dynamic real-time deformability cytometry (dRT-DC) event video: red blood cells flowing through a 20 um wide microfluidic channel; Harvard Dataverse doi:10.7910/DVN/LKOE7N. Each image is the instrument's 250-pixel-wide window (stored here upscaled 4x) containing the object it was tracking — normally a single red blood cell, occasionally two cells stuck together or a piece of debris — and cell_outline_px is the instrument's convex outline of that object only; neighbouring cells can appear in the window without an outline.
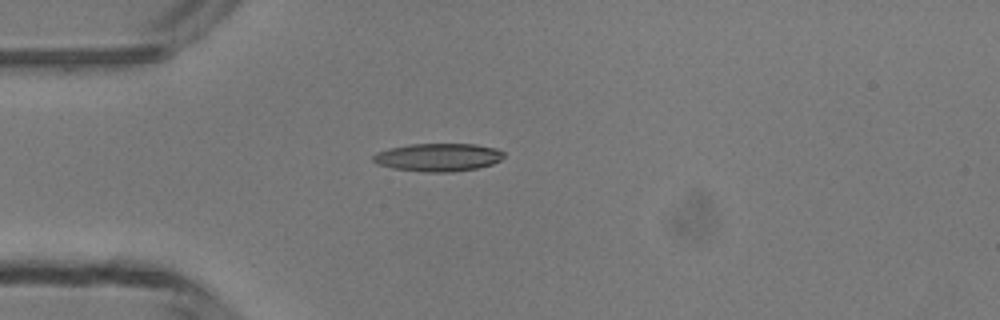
{"species": "common noctule bat (a hibernating species)", "species_latin": "Nyctalus noctula", "temperature_condition": "room temperature", "stored_images_in_passage": 5, "camera_frame_rate_fps": 3000, "um_per_image_px": 0.085, "animal": {"sex": "male", "body_mass_g": 13.3}, "frame": {"image": 1, "passage_image": 4, "time_ms": 3.667, "image_size_px": [1000, 320], "cell_outline_px": [[504, 156], [500, 160], [492, 164], [476, 168], [452, 172], [424, 172], [392, 168], [376, 164], [372, 160], [372, 156], [376, 152], [388, 148], [408, 144], [476, 144], [496, 148], [504, 152]], "centroid_in_image_um": [37.21, 13.36], "position_along_channel_um": 47.8, "area_um2": 21.5}}